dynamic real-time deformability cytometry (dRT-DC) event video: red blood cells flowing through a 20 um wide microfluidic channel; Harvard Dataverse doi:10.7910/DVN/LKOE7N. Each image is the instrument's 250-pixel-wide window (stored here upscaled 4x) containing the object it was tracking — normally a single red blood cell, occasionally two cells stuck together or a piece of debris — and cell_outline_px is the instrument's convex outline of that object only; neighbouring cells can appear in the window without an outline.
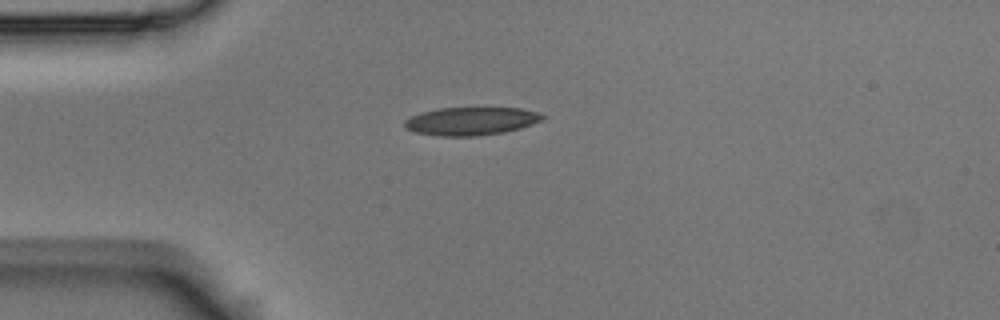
{"species": "Egyptian fruit bat (a non-hibernating species)", "species_latin": "Rousettus aegyptiacus", "temperature_condition": "room temperature", "stored_images_in_passage": 43, "camera_frame_rate_fps": 3000, "um_per_image_px": 0.085, "animal": {"sex": "male"}, "frame": {"image": 1, "passage_image": 1, "time_ms": 0.0, "image_size_px": [1000, 320], "cell_outline_px": [[548, 116], [544, 120], [520, 128], [504, 132], [476, 136], [440, 136], [416, 132], [404, 128], [404, 120], [420, 112], [440, 108], [520, 108], [536, 112]], "centroid_in_image_um": [40.05, 10.29], "position_along_channel_um": 44.9, "area_um2": 22.6}}
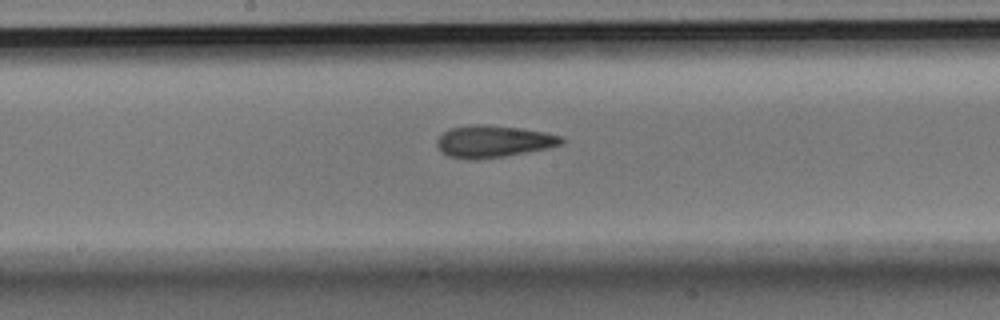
{"frame": {"image": 2, "passage_image": 16, "time_ms": 5.0, "image_size_px": [1000, 320], "cell_outline_px": [[564, 144], [548, 148], [504, 156], [476, 160], [468, 160], [448, 156], [440, 152], [436, 148], [436, 140], [444, 132], [452, 128], [472, 124], [484, 124], [520, 128], [544, 132], [564, 136]], "centroid_in_image_um": [41.92, 12.03], "position_along_channel_um": 206.3, "area_um2": 23.47}}
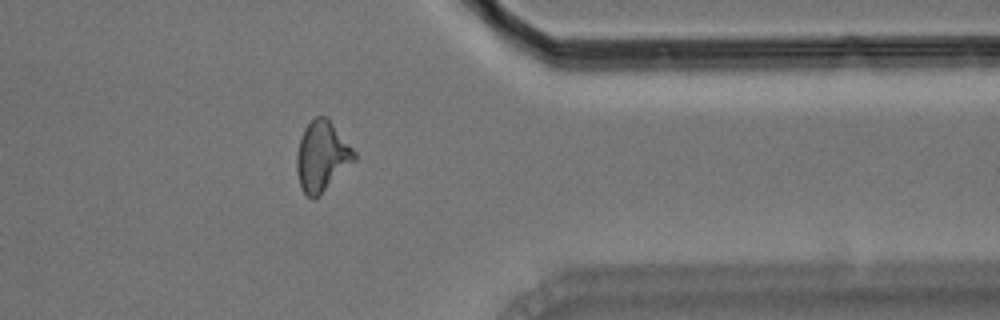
{"frame": {"image": 3, "passage_image": 32, "time_ms": 10.333, "image_size_px": [1000, 320], "cell_outline_px": [[356, 160], [320, 196], [312, 200], [300, 188], [296, 168], [296, 156], [300, 136], [304, 128], [316, 116], [328, 116], [356, 152]], "centroid_in_image_um": [27.37, 13.29], "position_along_channel_um": 384.0, "area_um2": 23.93}, "authors_computed_cell_mechanics": {"area_um2": 22.7154, "velocity_mm_per_s": 3.5665, "shape_relaxation_time_tau1_ms": 5.952, "shape_relaxation_time_tau2_ms": 3.4562, "deformation_change_tau1": 0.1888, "deformation_change_tau2": 0.1357}}